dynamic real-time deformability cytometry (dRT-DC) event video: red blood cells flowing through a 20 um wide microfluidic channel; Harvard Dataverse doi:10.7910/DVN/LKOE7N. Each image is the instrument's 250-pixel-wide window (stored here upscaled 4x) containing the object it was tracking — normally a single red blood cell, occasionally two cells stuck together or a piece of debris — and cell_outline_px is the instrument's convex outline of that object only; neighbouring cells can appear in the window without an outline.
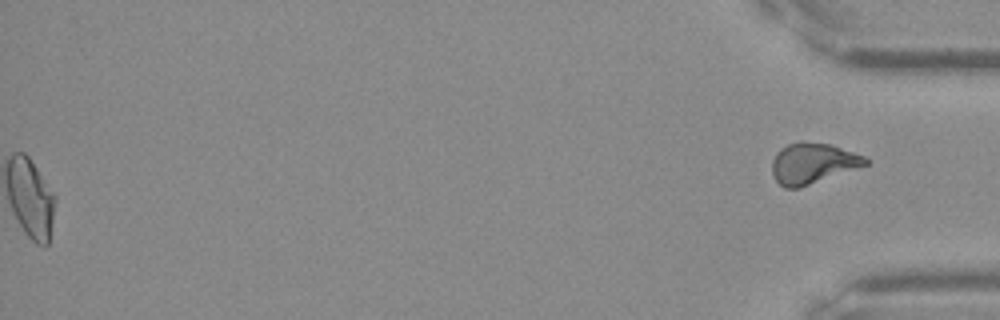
{"species": "Egyptian fruit bat (a non-hibernating species)", "species_latin": "Rousettus aegyptiacus", "temperature_condition": "warm", "stored_images_in_passage": 54, "segment_of_instrument_passage": [2, 2], "camera_frame_rate_fps": 3000, "um_per_image_px": 0.085, "frame": {"image": 1, "passage_image": 54, "time_ms": 17.667, "image_size_px": [1000, 320], "cell_outline_px": [[868, 164], [800, 188], [784, 188], [776, 180], [772, 172], [772, 160], [776, 152], [780, 148], [788, 144], [800, 140], [832, 144], [864, 156], [868, 160]], "centroid_in_image_um": [69.05, 13.86], "position_along_channel_um": 366.1, "area_um2": 22.25}}